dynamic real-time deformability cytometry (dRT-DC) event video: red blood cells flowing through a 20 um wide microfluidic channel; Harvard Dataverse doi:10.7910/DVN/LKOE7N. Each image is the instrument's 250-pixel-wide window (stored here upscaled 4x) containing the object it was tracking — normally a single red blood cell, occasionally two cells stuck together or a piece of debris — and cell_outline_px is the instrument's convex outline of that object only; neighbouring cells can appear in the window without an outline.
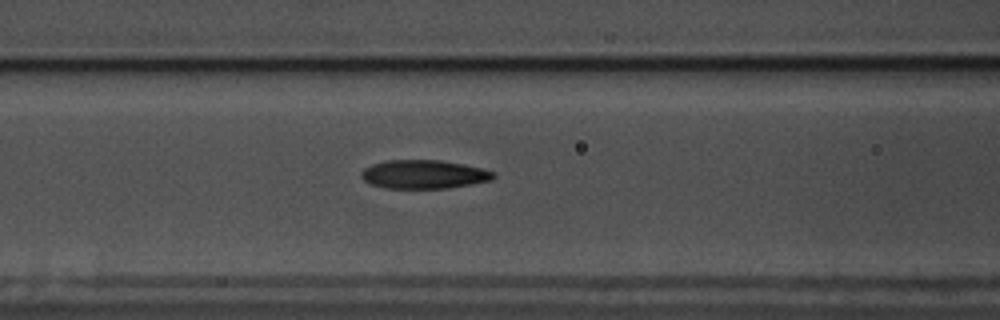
{"species": "common noctule bat (a hibernating species)", "species_latin": "Nyctalus noctula", "temperature_condition": "warm", "stored_images_in_passage": 43, "camera_frame_rate_fps": 3000, "um_per_image_px": 0.085, "animal": {"sex": "male", "body_mass_g": 17.5, "forearm_length_mm": 52.3}, "frame": {"image": 1, "passage_image": 9, "time_ms": 2.667, "image_size_px": [1000, 320], "cell_outline_px": [[496, 176], [492, 180], [448, 188], [384, 188], [368, 184], [360, 176], [360, 172], [364, 168], [372, 164], [384, 160], [440, 160], [464, 164], [484, 168], [496, 172]], "centroid_in_image_um": [36.02, 14.81], "position_along_channel_um": 130.6, "area_um2": 22.37}}
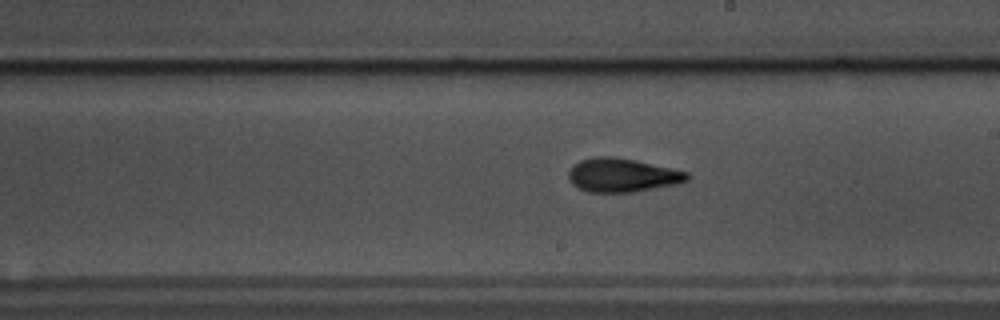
{"frame": {"image": 2, "passage_image": 18, "time_ms": 5.667, "image_size_px": [1000, 320], "cell_outline_px": [[688, 180], [672, 184], [632, 192], [588, 192], [572, 184], [568, 180], [568, 172], [572, 164], [580, 160], [596, 156], [612, 156], [636, 160], [672, 168], [688, 172]], "centroid_in_image_um": [52.82, 14.87], "position_along_channel_um": 236.2, "area_um2": 23.18}}
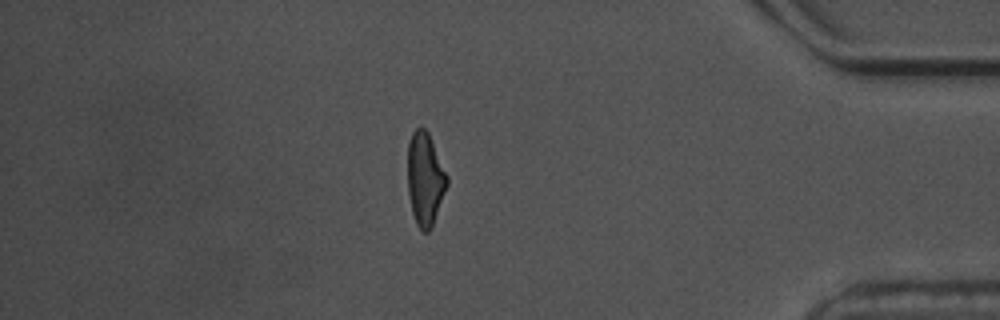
{"frame": {"image": 3, "passage_image": 35, "time_ms": 11.333, "image_size_px": [1000, 320], "cell_outline_px": [[448, 184], [432, 228], [428, 232], [420, 232], [416, 224], [412, 212], [408, 192], [408, 144], [412, 132], [420, 124], [428, 132], [432, 140], [448, 176]], "centroid_in_image_um": [36.13, 15.22], "position_along_channel_um": 399.1, "area_um2": 21.62}, "authors_computed_cell_mechanics": {"area_um2": 22.0796, "velocity_mm_per_s": 3.5301, "shape_relaxation_time_tau1_ms": 4.7334, "shape_relaxation_time_tau2_ms": 2.9201, "deformation_change_tau1": 0.163, "deformation_change_tau2": 0.1154}}